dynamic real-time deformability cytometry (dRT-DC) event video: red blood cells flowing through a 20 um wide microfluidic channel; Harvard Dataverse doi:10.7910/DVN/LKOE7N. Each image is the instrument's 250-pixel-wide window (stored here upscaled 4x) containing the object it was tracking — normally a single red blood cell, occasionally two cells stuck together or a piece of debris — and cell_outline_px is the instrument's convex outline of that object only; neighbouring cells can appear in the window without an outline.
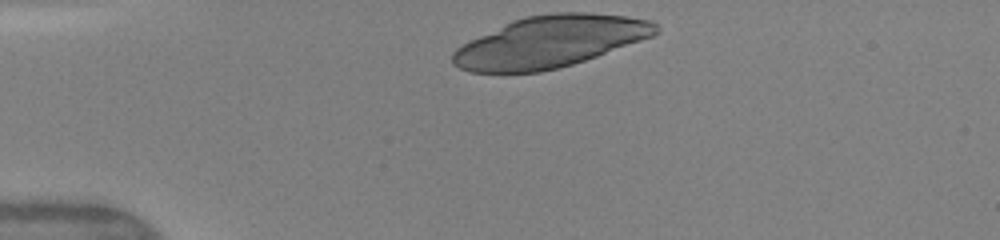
{"species": "human", "species_latin": "Homo sapiens", "temperature_condition": "warm", "stored_images_in_passage": 32, "camera_frame_rate_fps": 3000, "um_per_image_px": 0.085, "donor": {"sex": "female"}, "frame": {"image": 1, "passage_image": 1, "time_ms": 0.0, "image_size_px": [1000, 240], "cell_outline_px": [[660, 32], [652, 36], [596, 56], [572, 64], [540, 72], [468, 72], [452, 64], [452, 52], [456, 48], [512, 20], [524, 16], [552, 12], [588, 12], [624, 16], [652, 20], [660, 28]], "centroid_in_image_um": [46.76, 3.53], "position_along_channel_um": 38.2, "area_um2": 60.63}}